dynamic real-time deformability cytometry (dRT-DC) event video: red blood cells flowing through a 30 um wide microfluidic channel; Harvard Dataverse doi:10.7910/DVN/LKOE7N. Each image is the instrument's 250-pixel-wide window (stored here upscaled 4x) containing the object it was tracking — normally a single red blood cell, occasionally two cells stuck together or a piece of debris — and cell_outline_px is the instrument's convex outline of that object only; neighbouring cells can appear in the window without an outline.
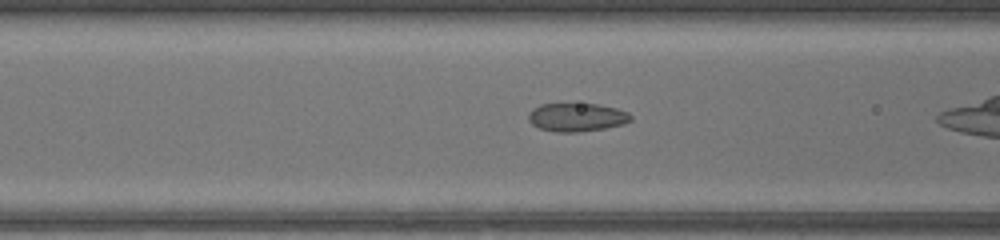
{"species": "common noctule bat (a hibernating species)", "species_latin": "Nyctalus noctula", "temperature_condition": "warm", "stored_images_in_passage": 39, "camera_frame_rate_fps": 3000, "um_per_image_px": 0.085, "animal": {"sex": "female", "body_mass_g": 17.0, "forearm_length_mm": 48.0}, "frame": {"image": 1, "passage_image": 19, "time_ms": 6.0, "image_size_px": [1000, 240], "cell_outline_px": [[632, 120], [624, 124], [604, 128], [580, 132], [556, 132], [540, 128], [532, 124], [528, 120], [528, 112], [532, 108], [540, 104], [596, 104], [616, 108], [628, 112], [632, 116]], "centroid_in_image_um": [49.01, 9.96], "position_along_channel_um": 117.6, "area_um2": 16.99}}
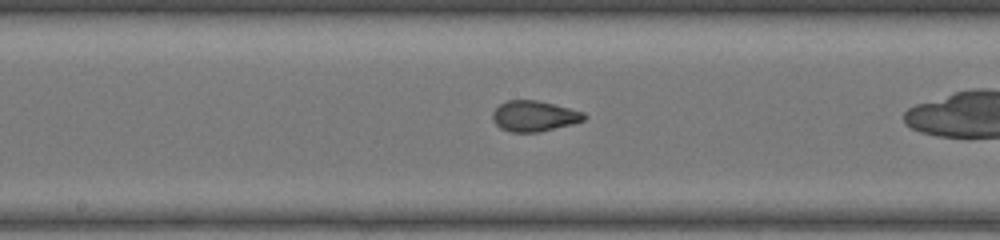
{"frame": {"image": 2, "passage_image": 25, "time_ms": 8.0, "image_size_px": [1000, 240], "cell_outline_px": [[588, 116], [584, 120], [572, 124], [540, 132], [512, 132], [500, 128], [492, 120], [492, 112], [500, 104], [508, 100], [536, 100], [584, 112]], "centroid_in_image_um": [45.4, 9.87], "position_along_channel_um": 202.8, "area_um2": 16.3}}
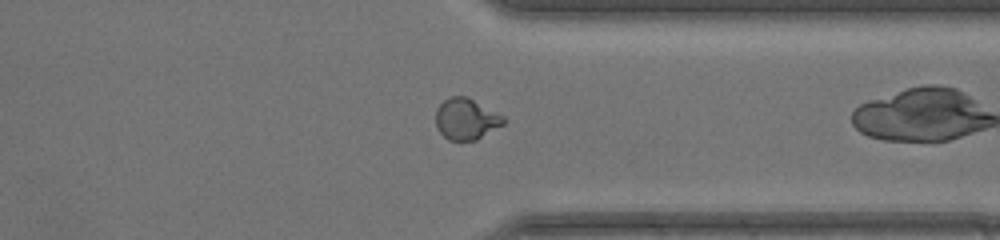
{"frame": {"image": 3, "passage_image": 37, "time_ms": 12.0, "image_size_px": [1000, 240], "cell_outline_px": [[504, 124], [476, 140], [448, 140], [436, 128], [436, 108], [444, 100], [452, 96], [468, 96], [504, 116]], "centroid_in_image_um": [39.61, 10.1], "position_along_channel_um": 371.8, "area_um2": 16.3}}